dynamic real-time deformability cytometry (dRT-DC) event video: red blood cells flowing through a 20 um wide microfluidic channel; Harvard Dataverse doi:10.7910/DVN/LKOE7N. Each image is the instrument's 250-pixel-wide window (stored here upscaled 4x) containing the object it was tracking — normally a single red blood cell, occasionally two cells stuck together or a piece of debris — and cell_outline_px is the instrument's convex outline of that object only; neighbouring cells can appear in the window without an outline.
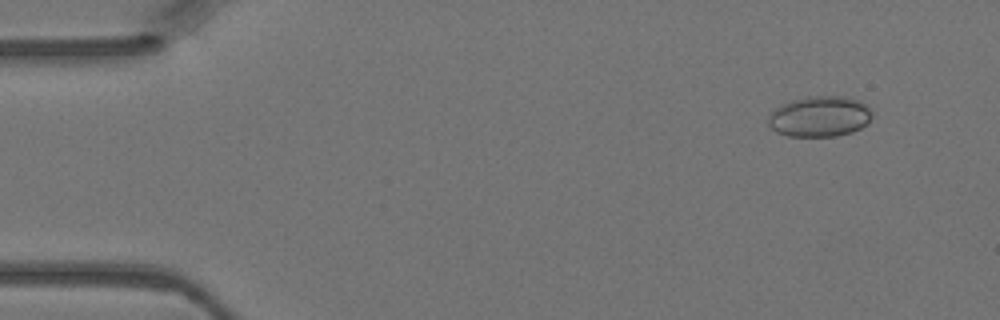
{"species": "Egyptian fruit bat (a non-hibernating species)", "species_latin": "Rousettus aegyptiacus", "temperature_condition": "warm", "stored_images_in_passage": 4, "segment_of_instrument_passage": [2, 2], "camera_frame_rate_fps": 3000, "um_per_image_px": 0.085, "animal": {"sex": "female"}, "frame": {"image": 1, "passage_image": 4, "time_ms": 1.0, "image_size_px": [1000, 320], "cell_outline_px": [[872, 116], [860, 128], [852, 132], [836, 136], [788, 136], [776, 132], [768, 124], [768, 116], [780, 104], [792, 100], [808, 96], [844, 96], [860, 100], [868, 104], [872, 112]], "centroid_in_image_um": [69.68, 9.89], "position_along_channel_um": 15.3, "area_um2": 24.74}}